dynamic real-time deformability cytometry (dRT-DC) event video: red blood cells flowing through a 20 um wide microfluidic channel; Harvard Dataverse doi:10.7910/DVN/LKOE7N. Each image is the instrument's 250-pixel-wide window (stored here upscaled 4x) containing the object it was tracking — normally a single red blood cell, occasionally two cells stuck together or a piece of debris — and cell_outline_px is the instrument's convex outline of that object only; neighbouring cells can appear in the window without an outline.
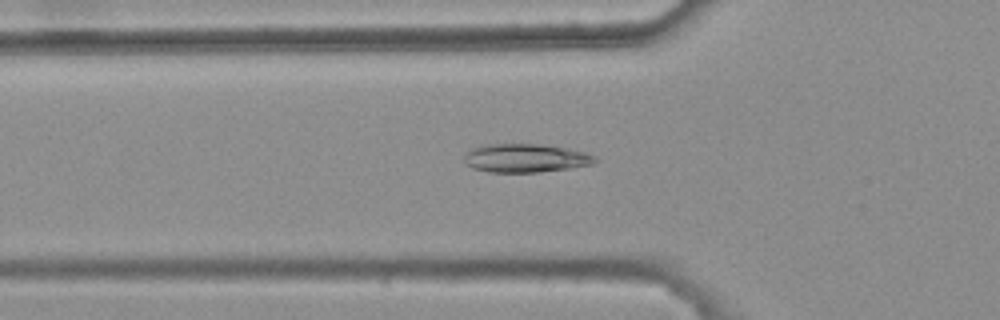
{"species": "common noctule bat (a hibernating species)", "species_latin": "Nyctalus noctula", "temperature_condition": "warm", "stored_images_in_passage": 31, "camera_frame_rate_fps": 3000, "um_per_image_px": 0.085, "animal": {"sex": "female", "body_mass_g": 25.1}, "frame": {"image": 1, "passage_image": 2, "time_ms": 0.333, "image_size_px": [1000, 320], "cell_outline_px": [[600, 160], [592, 164], [568, 168], [540, 172], [488, 172], [472, 168], [464, 160], [464, 156], [472, 148], [480, 144], [540, 144], [564, 148], [584, 152]], "centroid_in_image_um": [44.63, 13.44], "position_along_channel_um": 81.2, "area_um2": 21.62}}
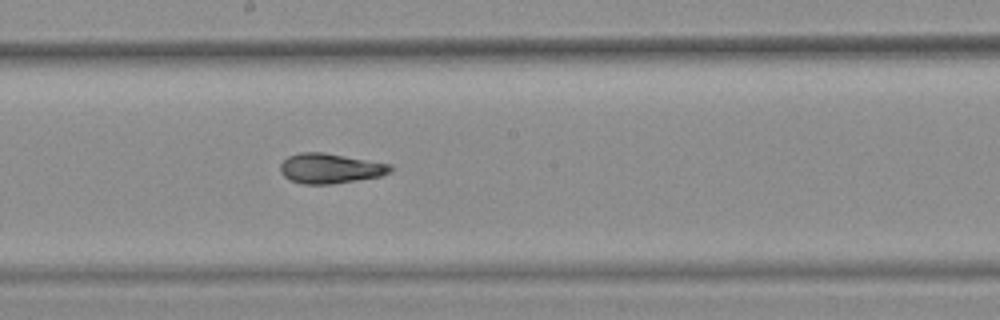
{"frame": {"image": 2, "passage_image": 13, "time_ms": 4.0, "image_size_px": [1000, 320], "cell_outline_px": [[392, 172], [380, 176], [332, 184], [304, 184], [292, 180], [284, 176], [280, 172], [280, 164], [288, 156], [300, 152], [324, 152], [392, 164]], "centroid_in_image_um": [28.08, 14.3], "position_along_channel_um": 220.1, "area_um2": 19.25}}
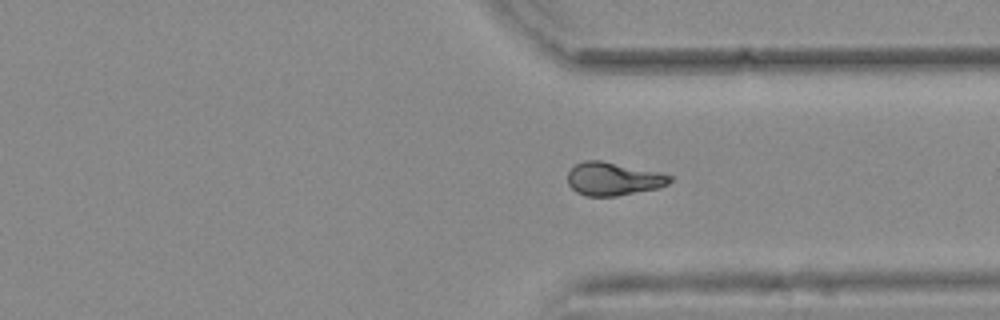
{"frame": {"image": 3, "passage_image": 24, "time_ms": 7.667, "image_size_px": [1000, 320], "cell_outline_px": [[672, 180], [668, 184], [660, 188], [616, 196], [584, 196], [576, 192], [568, 184], [568, 172], [576, 164], [584, 160], [600, 160], [660, 172], [672, 176]], "centroid_in_image_um": [52.14, 15.21], "position_along_channel_um": 359.3, "area_um2": 19.83}, "authors_computed_cell_mechanics": {"area_um2": 19.2474, "velocity_mm_per_s": 3.7833, "shape_relaxation_time_tau1_ms": null, "shape_relaxation_time_tau2_ms": 2.1434, "deformation_change_tau1": null, "deformation_change_tau2": 0.0408}}